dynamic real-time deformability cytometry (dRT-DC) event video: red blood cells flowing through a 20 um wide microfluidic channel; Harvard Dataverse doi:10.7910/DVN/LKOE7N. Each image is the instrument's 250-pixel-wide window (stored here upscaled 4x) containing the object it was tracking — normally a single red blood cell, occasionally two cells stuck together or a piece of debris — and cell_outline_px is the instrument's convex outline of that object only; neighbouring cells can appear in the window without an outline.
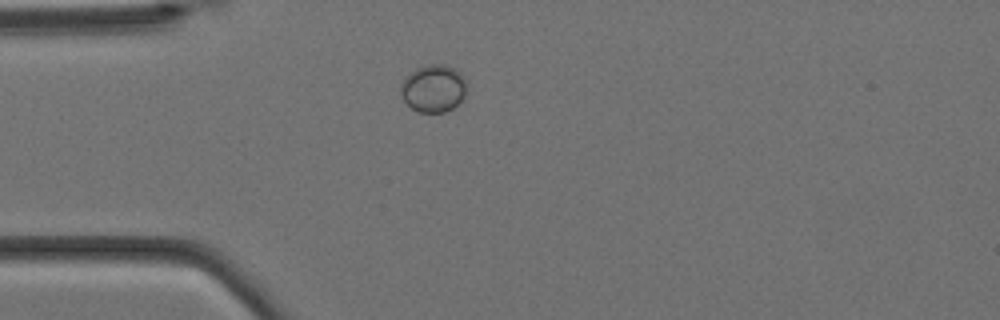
{"species": "Egyptian fruit bat (a non-hibernating species)", "species_latin": "Rousettus aegyptiacus", "temperature_condition": "cold", "stored_images_in_passage": 2, "camera_frame_rate_fps": 3000, "um_per_image_px": 0.085, "animal": {"sex": "female"}, "frame": {"image": 1, "passage_image": 1, "time_ms": 0.0, "image_size_px": [1000, 320], "cell_outline_px": [[464, 96], [452, 108], [444, 112], [416, 112], [404, 100], [404, 80], [416, 68], [428, 64], [444, 64], [460, 72], [464, 80]], "centroid_in_image_um": [36.86, 7.51], "position_along_channel_um": 48.1, "area_um2": 17.46}}